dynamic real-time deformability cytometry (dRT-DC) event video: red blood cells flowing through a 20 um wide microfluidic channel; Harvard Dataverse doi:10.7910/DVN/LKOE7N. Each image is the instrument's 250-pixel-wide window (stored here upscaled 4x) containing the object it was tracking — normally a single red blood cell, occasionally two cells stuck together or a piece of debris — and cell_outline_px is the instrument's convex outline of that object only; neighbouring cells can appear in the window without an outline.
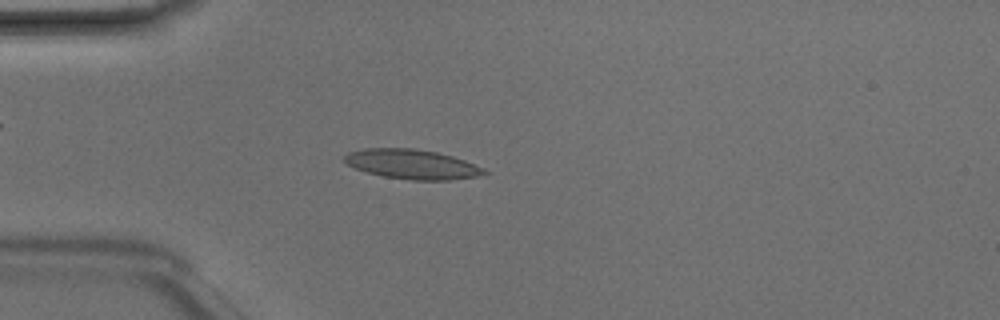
{"species": "Egyptian fruit bat (a non-hibernating species)", "species_latin": "Rousettus aegyptiacus", "temperature_condition": "room temperature", "stored_images_in_passage": 47, "camera_frame_rate_fps": 3000, "um_per_image_px": 0.085, "animal": {"sex": "male"}, "frame": {"image": 1, "passage_image": 12, "time_ms": 3.667, "image_size_px": [1000, 320], "cell_outline_px": [[488, 172], [476, 176], [448, 180], [412, 180], [384, 176], [368, 172], [356, 168], [348, 164], [344, 160], [344, 156], [348, 152], [364, 148], [412, 148], [436, 152], [452, 156], [464, 160], [484, 168]], "centroid_in_image_um": [35.01, 13.95], "position_along_channel_um": 50.0, "area_um2": 23.81}}
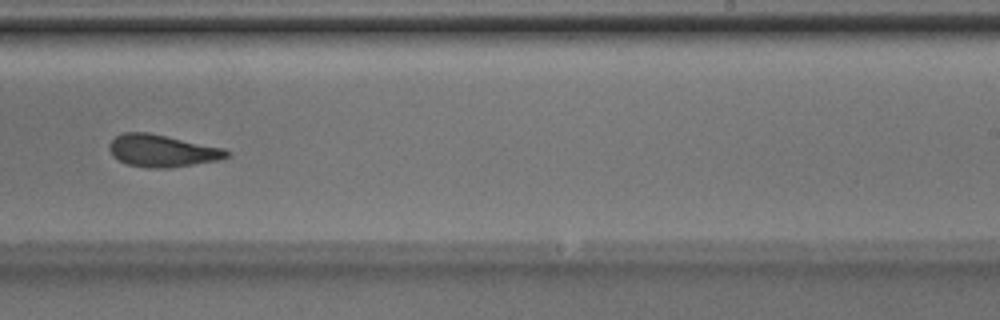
{"frame": {"image": 2, "passage_image": 29, "time_ms": 9.333, "image_size_px": [1000, 320], "cell_outline_px": [[232, 156], [220, 160], [172, 168], [148, 168], [128, 164], [112, 156], [108, 148], [108, 144], [116, 136], [124, 132], [148, 132], [224, 148], [232, 152]], "centroid_in_image_um": [13.83, 12.82], "position_along_channel_um": 275.2, "area_um2": 22.31}}
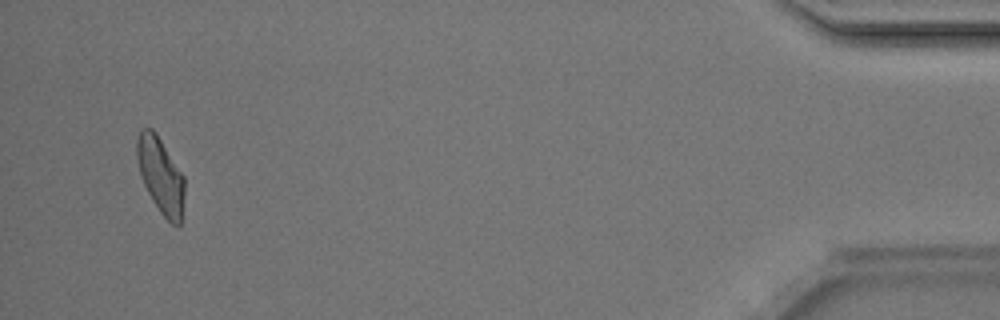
{"frame": {"image": 3, "passage_image": 45, "time_ms": 14.667, "image_size_px": [1000, 320], "cell_outline_px": [[184, 196], [180, 224], [172, 224], [160, 212], [152, 200], [140, 176], [136, 156], [136, 140], [140, 132], [144, 128], [152, 128], [156, 132], [184, 176]], "centroid_in_image_um": [13.64, 14.89], "position_along_channel_um": 421.6, "area_um2": 20.92}, "authors_computed_cell_mechanics": {"area_um2": 22.4264, "velocity_mm_per_s": 4.2021, "shape_relaxation_time_tau1_ms": 2.8192, "shape_relaxation_time_tau2_ms": 1.9489, "deformation_change_tau1": 0.1486, "deformation_change_tau2": 0.106}}